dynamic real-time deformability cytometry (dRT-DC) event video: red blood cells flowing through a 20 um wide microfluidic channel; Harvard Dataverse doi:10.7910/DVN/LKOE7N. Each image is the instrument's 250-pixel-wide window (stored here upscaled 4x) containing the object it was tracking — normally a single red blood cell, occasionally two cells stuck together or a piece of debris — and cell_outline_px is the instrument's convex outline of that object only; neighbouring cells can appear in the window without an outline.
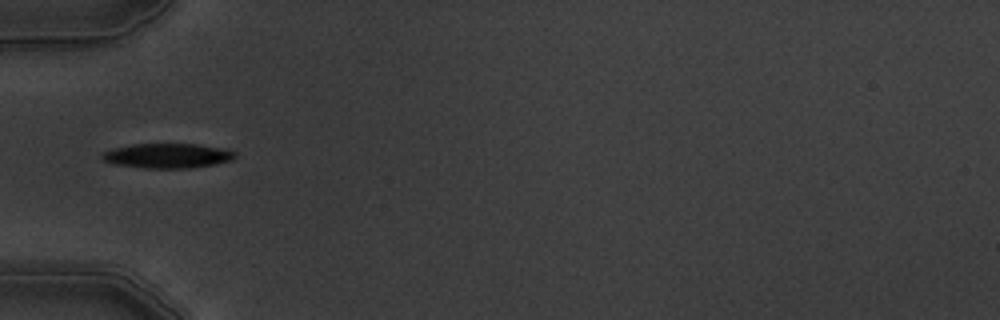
{"species": "common noctule bat (a hibernating species)", "species_latin": "Nyctalus noctula", "temperature_condition": "warm", "stored_images_in_passage": 1, "camera_frame_rate_fps": 3000, "um_per_image_px": 0.085, "animal": {"sex": "male", "body_mass_g": 19.5, "forearm_length_mm": 54.6}, "frame": {"image": 1, "passage_image": 1, "time_ms": 0.0, "image_size_px": [1000, 320], "cell_outline_px": [[236, 156], [232, 160], [216, 164], [192, 168], [144, 168], [112, 164], [104, 160], [100, 156], [104, 152], [112, 148], [132, 144], [196, 144], [228, 148], [236, 152]], "centroid_in_image_um": [14.27, 13.24], "position_along_channel_um": 70.7, "area_um2": 19.42}}